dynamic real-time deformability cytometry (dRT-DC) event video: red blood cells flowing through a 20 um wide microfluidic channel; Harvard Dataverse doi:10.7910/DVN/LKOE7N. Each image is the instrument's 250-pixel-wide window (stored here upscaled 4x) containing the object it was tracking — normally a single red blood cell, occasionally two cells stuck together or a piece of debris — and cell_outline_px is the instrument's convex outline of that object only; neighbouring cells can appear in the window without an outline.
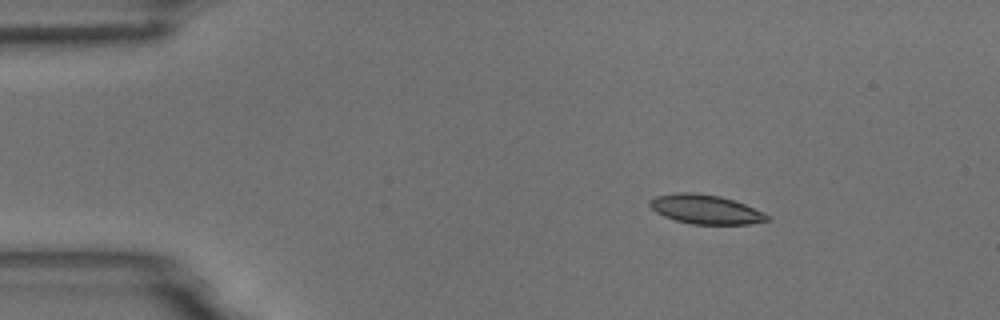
{"species": "common noctule bat (a hibernating species)", "species_latin": "Nyctalus noctula", "temperature_condition": "room temperature", "stored_images_in_passage": 4, "camera_frame_rate_fps": 3000, "um_per_image_px": 0.085, "animal": {"sex": "male", "body_mass_g": 18.8}, "frame": {"image": 1, "passage_image": 2, "time_ms": 1.333, "image_size_px": [1000, 320], "cell_outline_px": [[772, 220], [748, 224], [692, 224], [676, 220], [664, 216], [656, 212], [648, 204], [656, 196], [676, 192], [692, 192], [720, 196], [744, 204], [768, 216]], "centroid_in_image_um": [59.95, 17.79], "position_along_channel_um": 25.1, "area_um2": 19.65}}